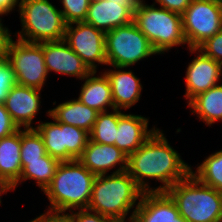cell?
Returning <instances> with one entry per match:
<instances>
[{
  "label": "cell",
  "instance_id": "obj_1",
  "mask_svg": "<svg viewBox=\"0 0 222 222\" xmlns=\"http://www.w3.org/2000/svg\"><path fill=\"white\" fill-rule=\"evenodd\" d=\"M126 171L144 192L167 191L187 178L192 167L170 146L162 130L156 128L145 143L128 156ZM149 179L162 182V186L150 188Z\"/></svg>",
  "mask_w": 222,
  "mask_h": 222
},
{
  "label": "cell",
  "instance_id": "obj_2",
  "mask_svg": "<svg viewBox=\"0 0 222 222\" xmlns=\"http://www.w3.org/2000/svg\"><path fill=\"white\" fill-rule=\"evenodd\" d=\"M143 193L127 171L97 175L87 210L118 222H126L127 214L135 205H139L136 201H140Z\"/></svg>",
  "mask_w": 222,
  "mask_h": 222
},
{
  "label": "cell",
  "instance_id": "obj_3",
  "mask_svg": "<svg viewBox=\"0 0 222 222\" xmlns=\"http://www.w3.org/2000/svg\"><path fill=\"white\" fill-rule=\"evenodd\" d=\"M96 175L77 159L60 162L51 183L43 191L48 197V209L72 212L87 209Z\"/></svg>",
  "mask_w": 222,
  "mask_h": 222
},
{
  "label": "cell",
  "instance_id": "obj_4",
  "mask_svg": "<svg viewBox=\"0 0 222 222\" xmlns=\"http://www.w3.org/2000/svg\"><path fill=\"white\" fill-rule=\"evenodd\" d=\"M179 215L188 222H221L222 192L199 182L192 174L166 191Z\"/></svg>",
  "mask_w": 222,
  "mask_h": 222
},
{
  "label": "cell",
  "instance_id": "obj_5",
  "mask_svg": "<svg viewBox=\"0 0 222 222\" xmlns=\"http://www.w3.org/2000/svg\"><path fill=\"white\" fill-rule=\"evenodd\" d=\"M20 32L17 38L31 43L64 40L67 23L49 0H19Z\"/></svg>",
  "mask_w": 222,
  "mask_h": 222
},
{
  "label": "cell",
  "instance_id": "obj_6",
  "mask_svg": "<svg viewBox=\"0 0 222 222\" xmlns=\"http://www.w3.org/2000/svg\"><path fill=\"white\" fill-rule=\"evenodd\" d=\"M133 22L147 37L157 54H164L174 46L187 44L181 14L155 7V3L147 5L144 2L134 14Z\"/></svg>",
  "mask_w": 222,
  "mask_h": 222
},
{
  "label": "cell",
  "instance_id": "obj_7",
  "mask_svg": "<svg viewBox=\"0 0 222 222\" xmlns=\"http://www.w3.org/2000/svg\"><path fill=\"white\" fill-rule=\"evenodd\" d=\"M105 52L108 66L124 68L157 54L134 22L106 32Z\"/></svg>",
  "mask_w": 222,
  "mask_h": 222
},
{
  "label": "cell",
  "instance_id": "obj_8",
  "mask_svg": "<svg viewBox=\"0 0 222 222\" xmlns=\"http://www.w3.org/2000/svg\"><path fill=\"white\" fill-rule=\"evenodd\" d=\"M19 85L42 90L48 72L41 43L10 40L6 53Z\"/></svg>",
  "mask_w": 222,
  "mask_h": 222
},
{
  "label": "cell",
  "instance_id": "obj_9",
  "mask_svg": "<svg viewBox=\"0 0 222 222\" xmlns=\"http://www.w3.org/2000/svg\"><path fill=\"white\" fill-rule=\"evenodd\" d=\"M182 16V29L189 48H197L222 29L220 3L192 0Z\"/></svg>",
  "mask_w": 222,
  "mask_h": 222
},
{
  "label": "cell",
  "instance_id": "obj_10",
  "mask_svg": "<svg viewBox=\"0 0 222 222\" xmlns=\"http://www.w3.org/2000/svg\"><path fill=\"white\" fill-rule=\"evenodd\" d=\"M105 34L93 25L76 22L66 26L64 41L91 71H97L96 63L107 65Z\"/></svg>",
  "mask_w": 222,
  "mask_h": 222
},
{
  "label": "cell",
  "instance_id": "obj_11",
  "mask_svg": "<svg viewBox=\"0 0 222 222\" xmlns=\"http://www.w3.org/2000/svg\"><path fill=\"white\" fill-rule=\"evenodd\" d=\"M128 222H188L166 191L144 192Z\"/></svg>",
  "mask_w": 222,
  "mask_h": 222
},
{
  "label": "cell",
  "instance_id": "obj_12",
  "mask_svg": "<svg viewBox=\"0 0 222 222\" xmlns=\"http://www.w3.org/2000/svg\"><path fill=\"white\" fill-rule=\"evenodd\" d=\"M191 53L199 52L192 62L189 63L186 71V93L188 103L197 95L206 92L217 82L222 75V64L203 54L197 48H187Z\"/></svg>",
  "mask_w": 222,
  "mask_h": 222
},
{
  "label": "cell",
  "instance_id": "obj_13",
  "mask_svg": "<svg viewBox=\"0 0 222 222\" xmlns=\"http://www.w3.org/2000/svg\"><path fill=\"white\" fill-rule=\"evenodd\" d=\"M47 72L53 71L80 80L91 72L82 59L64 41L41 42Z\"/></svg>",
  "mask_w": 222,
  "mask_h": 222
},
{
  "label": "cell",
  "instance_id": "obj_14",
  "mask_svg": "<svg viewBox=\"0 0 222 222\" xmlns=\"http://www.w3.org/2000/svg\"><path fill=\"white\" fill-rule=\"evenodd\" d=\"M77 160L97 176L108 174L107 172L117 164L120 167L113 173L126 171L128 156L115 145L98 144L89 139L82 155Z\"/></svg>",
  "mask_w": 222,
  "mask_h": 222
},
{
  "label": "cell",
  "instance_id": "obj_15",
  "mask_svg": "<svg viewBox=\"0 0 222 222\" xmlns=\"http://www.w3.org/2000/svg\"><path fill=\"white\" fill-rule=\"evenodd\" d=\"M40 91L19 84L10 90L4 105L18 128L34 129L31 123L40 109Z\"/></svg>",
  "mask_w": 222,
  "mask_h": 222
},
{
  "label": "cell",
  "instance_id": "obj_16",
  "mask_svg": "<svg viewBox=\"0 0 222 222\" xmlns=\"http://www.w3.org/2000/svg\"><path fill=\"white\" fill-rule=\"evenodd\" d=\"M149 119L134 114H123L118 121L115 146L126 156L131 155L156 131L148 130Z\"/></svg>",
  "mask_w": 222,
  "mask_h": 222
},
{
  "label": "cell",
  "instance_id": "obj_17",
  "mask_svg": "<svg viewBox=\"0 0 222 222\" xmlns=\"http://www.w3.org/2000/svg\"><path fill=\"white\" fill-rule=\"evenodd\" d=\"M133 17L134 15L125 8V3L92 0L84 22L106 33L133 22Z\"/></svg>",
  "mask_w": 222,
  "mask_h": 222
},
{
  "label": "cell",
  "instance_id": "obj_18",
  "mask_svg": "<svg viewBox=\"0 0 222 222\" xmlns=\"http://www.w3.org/2000/svg\"><path fill=\"white\" fill-rule=\"evenodd\" d=\"M112 67L118 70H107L104 73L111 85L114 109L127 110L139 101L142 85L132 70L124 71V67Z\"/></svg>",
  "mask_w": 222,
  "mask_h": 222
},
{
  "label": "cell",
  "instance_id": "obj_19",
  "mask_svg": "<svg viewBox=\"0 0 222 222\" xmlns=\"http://www.w3.org/2000/svg\"><path fill=\"white\" fill-rule=\"evenodd\" d=\"M97 71H91L84 79L79 97L84 105L100 112H108L107 107L114 109L111 85L106 74L95 77Z\"/></svg>",
  "mask_w": 222,
  "mask_h": 222
},
{
  "label": "cell",
  "instance_id": "obj_20",
  "mask_svg": "<svg viewBox=\"0 0 222 222\" xmlns=\"http://www.w3.org/2000/svg\"><path fill=\"white\" fill-rule=\"evenodd\" d=\"M47 112L48 116L57 122L82 128L89 133L99 114L98 111L84 105L78 99L67 100Z\"/></svg>",
  "mask_w": 222,
  "mask_h": 222
},
{
  "label": "cell",
  "instance_id": "obj_21",
  "mask_svg": "<svg viewBox=\"0 0 222 222\" xmlns=\"http://www.w3.org/2000/svg\"><path fill=\"white\" fill-rule=\"evenodd\" d=\"M21 129L0 139V175L13 185L22 173Z\"/></svg>",
  "mask_w": 222,
  "mask_h": 222
},
{
  "label": "cell",
  "instance_id": "obj_22",
  "mask_svg": "<svg viewBox=\"0 0 222 222\" xmlns=\"http://www.w3.org/2000/svg\"><path fill=\"white\" fill-rule=\"evenodd\" d=\"M188 106L192 113L210 126L215 121L222 120V85H216L194 97Z\"/></svg>",
  "mask_w": 222,
  "mask_h": 222
},
{
  "label": "cell",
  "instance_id": "obj_23",
  "mask_svg": "<svg viewBox=\"0 0 222 222\" xmlns=\"http://www.w3.org/2000/svg\"><path fill=\"white\" fill-rule=\"evenodd\" d=\"M59 163L58 159L51 157L48 153L41 160L27 161L19 180L13 185L14 189L23 180L35 179L37 186L41 188V191H44L51 183Z\"/></svg>",
  "mask_w": 222,
  "mask_h": 222
},
{
  "label": "cell",
  "instance_id": "obj_24",
  "mask_svg": "<svg viewBox=\"0 0 222 222\" xmlns=\"http://www.w3.org/2000/svg\"><path fill=\"white\" fill-rule=\"evenodd\" d=\"M34 129L41 135L46 152L60 162L66 161V147L62 123L53 119V122L39 123Z\"/></svg>",
  "mask_w": 222,
  "mask_h": 222
},
{
  "label": "cell",
  "instance_id": "obj_25",
  "mask_svg": "<svg viewBox=\"0 0 222 222\" xmlns=\"http://www.w3.org/2000/svg\"><path fill=\"white\" fill-rule=\"evenodd\" d=\"M123 114L119 109H113V113L100 112L89 133L90 140L98 144L115 145L118 121Z\"/></svg>",
  "mask_w": 222,
  "mask_h": 222
},
{
  "label": "cell",
  "instance_id": "obj_26",
  "mask_svg": "<svg viewBox=\"0 0 222 222\" xmlns=\"http://www.w3.org/2000/svg\"><path fill=\"white\" fill-rule=\"evenodd\" d=\"M191 174L199 182L222 192V150L209 155Z\"/></svg>",
  "mask_w": 222,
  "mask_h": 222
},
{
  "label": "cell",
  "instance_id": "obj_27",
  "mask_svg": "<svg viewBox=\"0 0 222 222\" xmlns=\"http://www.w3.org/2000/svg\"><path fill=\"white\" fill-rule=\"evenodd\" d=\"M46 154L43 139L35 129L21 130L22 169L27 165V161L41 160Z\"/></svg>",
  "mask_w": 222,
  "mask_h": 222
},
{
  "label": "cell",
  "instance_id": "obj_28",
  "mask_svg": "<svg viewBox=\"0 0 222 222\" xmlns=\"http://www.w3.org/2000/svg\"><path fill=\"white\" fill-rule=\"evenodd\" d=\"M62 130H64L66 161L78 159L90 139L89 132L64 123H62Z\"/></svg>",
  "mask_w": 222,
  "mask_h": 222
},
{
  "label": "cell",
  "instance_id": "obj_29",
  "mask_svg": "<svg viewBox=\"0 0 222 222\" xmlns=\"http://www.w3.org/2000/svg\"><path fill=\"white\" fill-rule=\"evenodd\" d=\"M63 5L62 15L68 24L84 22L91 0H60Z\"/></svg>",
  "mask_w": 222,
  "mask_h": 222
},
{
  "label": "cell",
  "instance_id": "obj_30",
  "mask_svg": "<svg viewBox=\"0 0 222 222\" xmlns=\"http://www.w3.org/2000/svg\"><path fill=\"white\" fill-rule=\"evenodd\" d=\"M17 84L15 73L7 61L3 58L0 61V104H4L10 90Z\"/></svg>",
  "mask_w": 222,
  "mask_h": 222
},
{
  "label": "cell",
  "instance_id": "obj_31",
  "mask_svg": "<svg viewBox=\"0 0 222 222\" xmlns=\"http://www.w3.org/2000/svg\"><path fill=\"white\" fill-rule=\"evenodd\" d=\"M203 54L222 64V29L197 47Z\"/></svg>",
  "mask_w": 222,
  "mask_h": 222
},
{
  "label": "cell",
  "instance_id": "obj_32",
  "mask_svg": "<svg viewBox=\"0 0 222 222\" xmlns=\"http://www.w3.org/2000/svg\"><path fill=\"white\" fill-rule=\"evenodd\" d=\"M18 126L13 122L4 104H0V139L16 132Z\"/></svg>",
  "mask_w": 222,
  "mask_h": 222
},
{
  "label": "cell",
  "instance_id": "obj_33",
  "mask_svg": "<svg viewBox=\"0 0 222 222\" xmlns=\"http://www.w3.org/2000/svg\"><path fill=\"white\" fill-rule=\"evenodd\" d=\"M72 220L73 222H118L87 209L78 210L75 213L72 211Z\"/></svg>",
  "mask_w": 222,
  "mask_h": 222
},
{
  "label": "cell",
  "instance_id": "obj_34",
  "mask_svg": "<svg viewBox=\"0 0 222 222\" xmlns=\"http://www.w3.org/2000/svg\"><path fill=\"white\" fill-rule=\"evenodd\" d=\"M66 211L49 209L46 213H43L30 222H73L72 212L71 214L65 213Z\"/></svg>",
  "mask_w": 222,
  "mask_h": 222
},
{
  "label": "cell",
  "instance_id": "obj_35",
  "mask_svg": "<svg viewBox=\"0 0 222 222\" xmlns=\"http://www.w3.org/2000/svg\"><path fill=\"white\" fill-rule=\"evenodd\" d=\"M160 7L172 12L183 14L185 10L190 6L192 0H155Z\"/></svg>",
  "mask_w": 222,
  "mask_h": 222
},
{
  "label": "cell",
  "instance_id": "obj_36",
  "mask_svg": "<svg viewBox=\"0 0 222 222\" xmlns=\"http://www.w3.org/2000/svg\"><path fill=\"white\" fill-rule=\"evenodd\" d=\"M1 22L2 19L0 18V58H5L8 49V44L12 39V36L8 28L3 27V24Z\"/></svg>",
  "mask_w": 222,
  "mask_h": 222
},
{
  "label": "cell",
  "instance_id": "obj_37",
  "mask_svg": "<svg viewBox=\"0 0 222 222\" xmlns=\"http://www.w3.org/2000/svg\"><path fill=\"white\" fill-rule=\"evenodd\" d=\"M108 2L125 3V8L133 15L142 7L143 0H106Z\"/></svg>",
  "mask_w": 222,
  "mask_h": 222
},
{
  "label": "cell",
  "instance_id": "obj_38",
  "mask_svg": "<svg viewBox=\"0 0 222 222\" xmlns=\"http://www.w3.org/2000/svg\"><path fill=\"white\" fill-rule=\"evenodd\" d=\"M19 0H0V15H7L15 6H18Z\"/></svg>",
  "mask_w": 222,
  "mask_h": 222
},
{
  "label": "cell",
  "instance_id": "obj_39",
  "mask_svg": "<svg viewBox=\"0 0 222 222\" xmlns=\"http://www.w3.org/2000/svg\"><path fill=\"white\" fill-rule=\"evenodd\" d=\"M10 190H15L12 183H10L5 177L0 175V204H1V194L7 193Z\"/></svg>",
  "mask_w": 222,
  "mask_h": 222
},
{
  "label": "cell",
  "instance_id": "obj_40",
  "mask_svg": "<svg viewBox=\"0 0 222 222\" xmlns=\"http://www.w3.org/2000/svg\"><path fill=\"white\" fill-rule=\"evenodd\" d=\"M200 1H210V2H215V3H220L221 0H200Z\"/></svg>",
  "mask_w": 222,
  "mask_h": 222
}]
</instances>
